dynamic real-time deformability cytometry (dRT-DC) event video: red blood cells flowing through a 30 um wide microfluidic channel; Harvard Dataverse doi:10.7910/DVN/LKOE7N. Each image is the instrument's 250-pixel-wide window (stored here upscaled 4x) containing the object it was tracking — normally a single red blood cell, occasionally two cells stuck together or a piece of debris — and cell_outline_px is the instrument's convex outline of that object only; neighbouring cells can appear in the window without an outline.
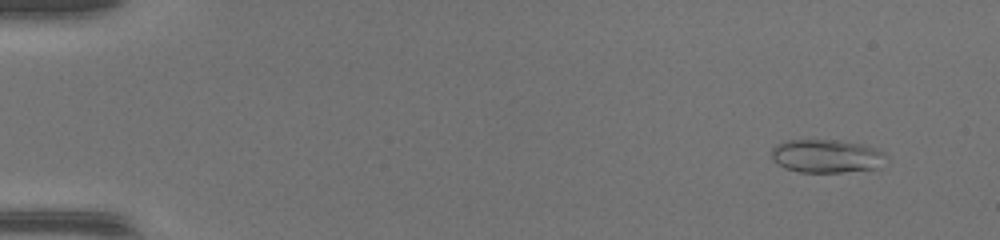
{"species": "common noctule bat (a hibernating species)", "species_latin": "Nyctalus noctula", "temperature_condition": "warm", "stored_images_in_passage": 49, "camera_frame_rate_fps": 3000, "um_per_image_px": 0.085, "animal": {"sex": "female", "body_mass_g": 17.0, "forearm_length_mm": 48.0}, "frame": {"image": 1, "passage_image": 4, "time_ms": 1.0, "image_size_px": [1000, 240], "cell_outline_px": [[888, 156], [876, 168], [840, 172], [800, 172], [784, 168], [776, 164], [772, 160], [772, 148], [776, 144], [784, 140], [836, 140], [860, 144], [876, 148], [884, 152]], "centroid_in_image_um": [70.2, 13.26], "position_along_channel_um": 14.8, "area_um2": 22.25}}
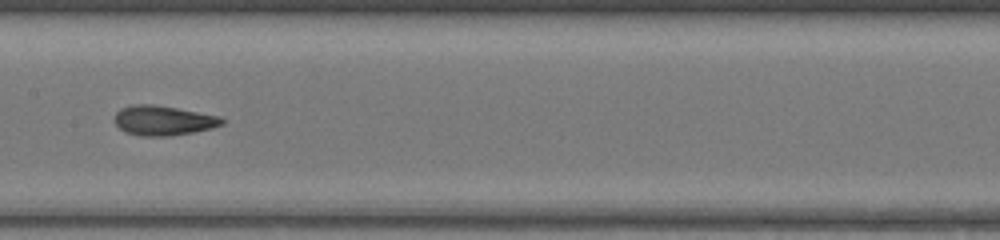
{"frame": {"image": 2, "passage_image": 26, "time_ms": 8.333, "image_size_px": [1000, 240], "cell_outline_px": [[228, 120], [224, 124], [212, 128], [192, 132], [168, 136], [140, 136], [124, 132], [116, 124], [116, 112], [120, 108], [132, 104], [152, 104], [176, 108], [220, 116]], "centroid_in_image_um": [13.9, 10.24], "position_along_channel_um": 193.5, "area_um2": 18.67}}
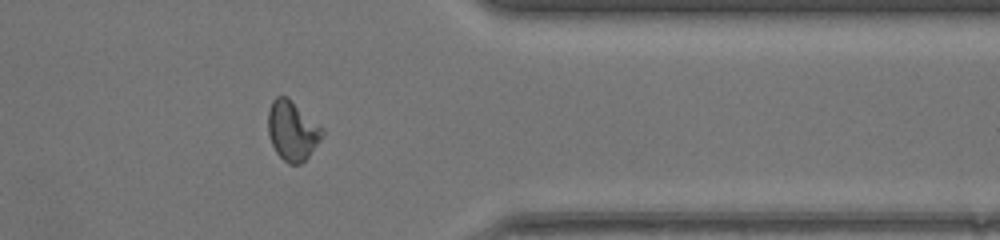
{"frame": {"image": 3, "passage_image": 40, "time_ms": 13.0, "image_size_px": [1000, 240], "cell_outline_px": [[324, 132], [320, 140], [308, 156], [300, 164], [288, 164], [276, 152], [272, 144], [268, 132], [268, 112], [272, 100], [276, 96], [288, 96], [324, 128]], "centroid_in_image_um": [24.85, 11.08], "position_along_channel_um": 386.6, "area_um2": 18.84}, "authors_computed_cell_mechanics": {"area_um2": 18.9006, "velocity_mm_per_s": 4.3592, "shape_relaxation_time_tau1_ms": null, "shape_relaxation_time_tau2_ms": 1.5486, "deformation_change_tau1": null, "deformation_change_tau2": 0.0839}}